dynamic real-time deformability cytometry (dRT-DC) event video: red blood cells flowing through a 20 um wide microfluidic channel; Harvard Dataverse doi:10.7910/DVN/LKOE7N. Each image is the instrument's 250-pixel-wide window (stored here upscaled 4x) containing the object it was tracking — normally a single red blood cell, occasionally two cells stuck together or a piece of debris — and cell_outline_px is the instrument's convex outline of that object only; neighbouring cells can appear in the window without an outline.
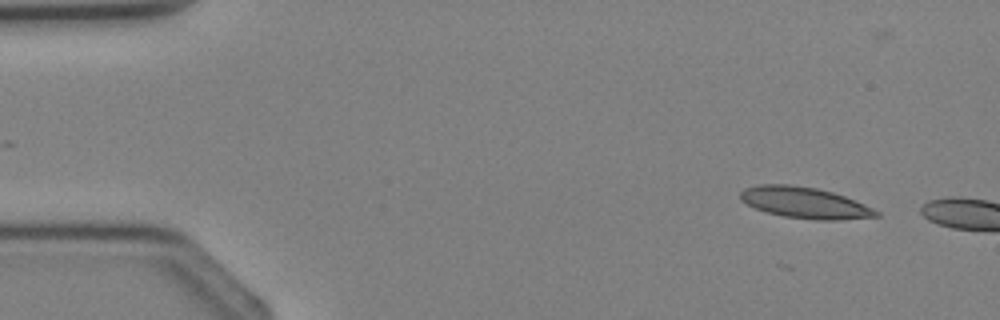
{"species": "Egyptian fruit bat (a non-hibernating species)", "species_latin": "Rousettus aegyptiacus", "temperature_condition": "cold", "stored_images_in_passage": 3, "camera_frame_rate_fps": 3000, "um_per_image_px": 0.085, "animal": {"sex": "female"}, "frame": {"image": 1, "passage_image": 1, "time_ms": 0.0, "image_size_px": [1000, 320], "cell_outline_px": [[880, 216], [836, 220], [816, 220], [784, 216], [768, 212], [756, 208], [740, 200], [740, 192], [744, 188], [756, 184], [788, 184], [816, 188], [832, 192], [844, 196], [864, 204], [880, 212]], "centroid_in_image_um": [68.39, 17.22], "position_along_channel_um": 16.6, "area_um2": 24.51}}